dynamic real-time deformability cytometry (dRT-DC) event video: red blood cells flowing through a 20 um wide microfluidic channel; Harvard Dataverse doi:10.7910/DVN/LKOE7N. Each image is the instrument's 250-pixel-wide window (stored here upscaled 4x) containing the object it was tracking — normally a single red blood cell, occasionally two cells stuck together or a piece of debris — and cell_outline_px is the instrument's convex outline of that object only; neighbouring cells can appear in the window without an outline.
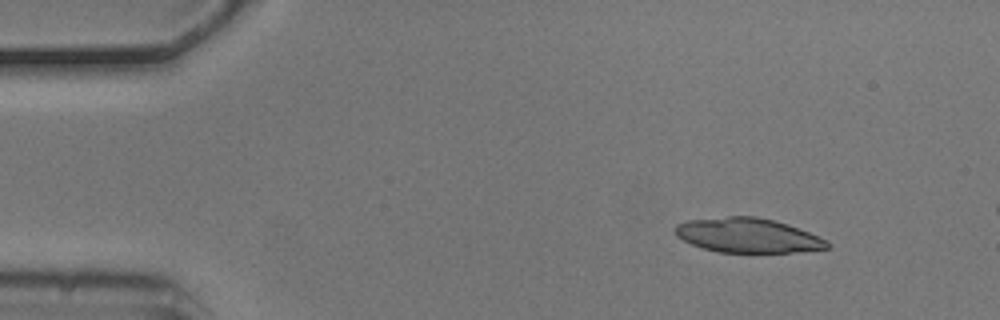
{"species": "common noctule bat (a hibernating species)", "species_latin": "Nyctalus noctula", "temperature_condition": "cold", "stored_images_in_passage": 4, "segment_of_instrument_passage": [1, 2], "camera_frame_rate_fps": 3000, "um_per_image_px": 0.085, "animal": {"sex": "male", "body_mass_g": 20.5, "forearm_length_mm": 52.5}, "frame": {"image": 1, "passage_image": 1, "time_ms": 0.0, "image_size_px": [1000, 320], "cell_outline_px": [[832, 248], [792, 252], [720, 252], [704, 248], [692, 244], [676, 236], [672, 228], [676, 224], [688, 220], [728, 216], [756, 216], [788, 224], [828, 240], [832, 244]], "centroid_in_image_um": [63.57, 20.0], "position_along_channel_um": 21.4, "area_um2": 30.63}}